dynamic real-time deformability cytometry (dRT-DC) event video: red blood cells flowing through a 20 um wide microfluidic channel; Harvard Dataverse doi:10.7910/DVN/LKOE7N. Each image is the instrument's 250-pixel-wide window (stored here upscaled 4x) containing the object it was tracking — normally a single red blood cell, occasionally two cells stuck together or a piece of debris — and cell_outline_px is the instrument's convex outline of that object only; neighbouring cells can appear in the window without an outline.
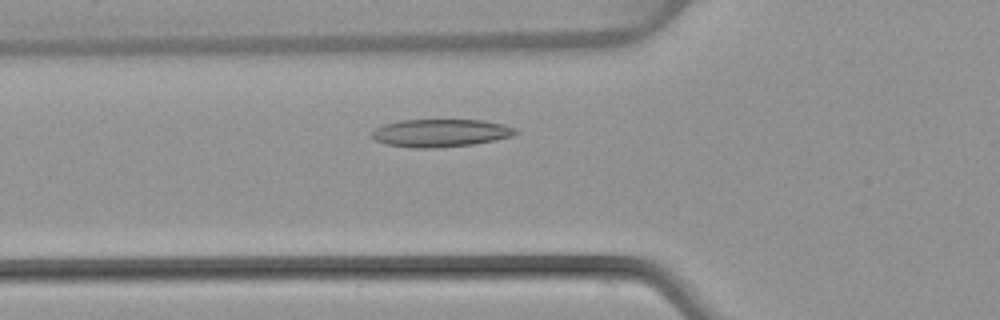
{"species": "common noctule bat (a hibernating species)", "species_latin": "Nyctalus noctula", "temperature_condition": "warm", "stored_images_in_passage": 45, "camera_frame_rate_fps": 3000, "um_per_image_px": 0.085, "animal": {"sex": "female", "body_mass_g": 22.7, "forearm_length_mm": 54.2}, "frame": {"image": 1, "passage_image": 12, "time_ms": 3.667, "image_size_px": [1000, 320], "cell_outline_px": [[520, 132], [512, 136], [472, 144], [436, 148], [412, 148], [384, 144], [376, 140], [372, 136], [372, 132], [376, 128], [384, 124], [400, 120], [484, 120], [504, 124], [516, 128]], "centroid_in_image_um": [37.45, 11.3], "position_along_channel_um": 88.3, "area_um2": 23.29}}
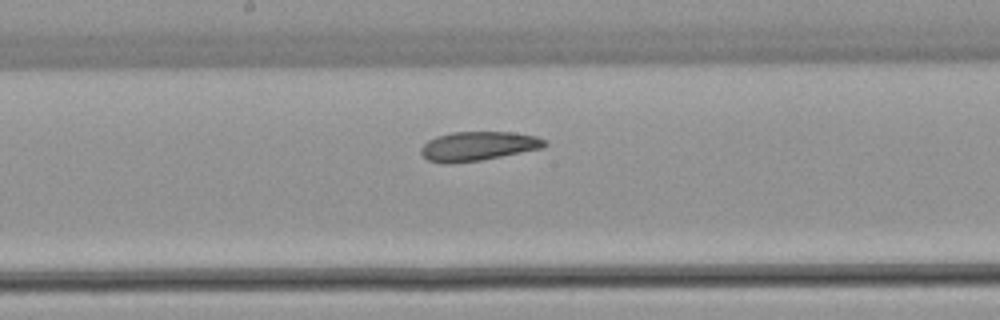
{"frame": {"image": 2, "passage_image": 21, "time_ms": 6.667, "image_size_px": [1000, 320], "cell_outline_px": [[548, 144], [544, 148], [480, 160], [448, 164], [428, 160], [420, 152], [420, 148], [428, 140], [436, 136], [452, 132], [512, 132], [536, 136], [544, 140]], "centroid_in_image_um": [40.63, 12.41], "position_along_channel_um": 207.6, "area_um2": 20.98}}
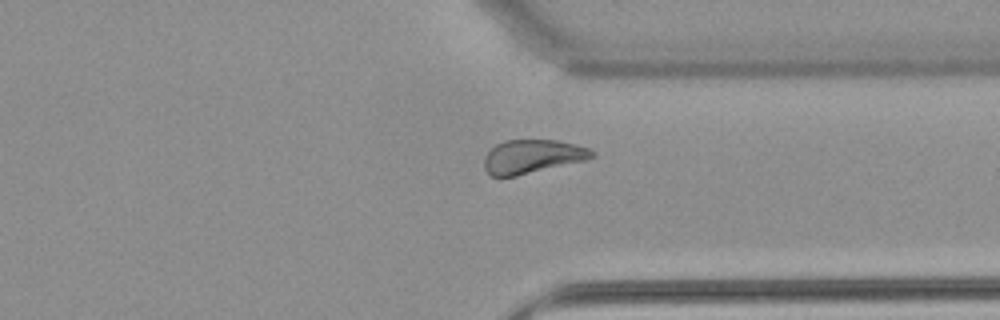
{"frame": {"image": 3, "passage_image": 33, "time_ms": 10.667, "image_size_px": [1000, 320], "cell_outline_px": [[596, 156], [584, 160], [516, 176], [492, 176], [484, 168], [484, 156], [496, 144], [508, 140], [556, 140], [588, 148], [596, 152]], "centroid_in_image_um": [45.23, 13.3], "position_along_channel_um": 366.2, "area_um2": 20.87}, "authors_computed_cell_mechanics": {"area_um2": 22.253, "velocity_mm_per_s": 3.9696, "shape_relaxation_time_tau1_ms": 7.0204, "shape_relaxation_time_tau2_ms": 8.7363, "deformation_change_tau1": 0.1418, "deformation_change_tau2": 0.1422}}